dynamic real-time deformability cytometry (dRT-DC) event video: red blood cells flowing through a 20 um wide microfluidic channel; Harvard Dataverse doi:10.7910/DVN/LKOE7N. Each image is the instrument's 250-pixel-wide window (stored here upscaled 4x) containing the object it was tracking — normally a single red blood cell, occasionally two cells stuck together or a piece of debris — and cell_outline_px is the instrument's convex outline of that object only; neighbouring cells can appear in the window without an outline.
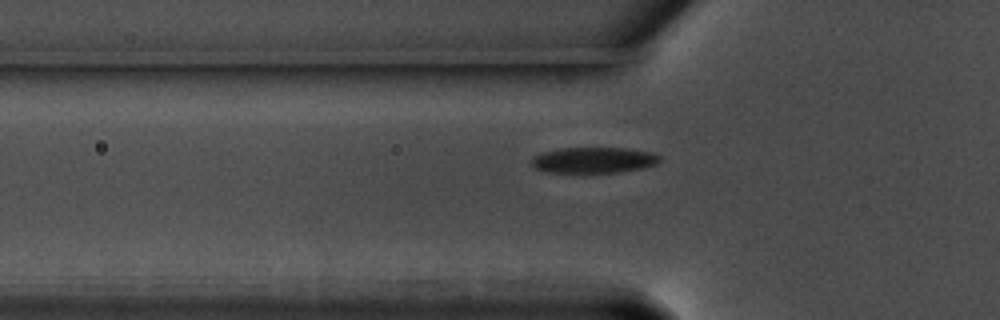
{"species": "common noctule bat (a hibernating species)", "species_latin": "Nyctalus noctula", "temperature_condition": "warm", "stored_images_in_passage": 41, "camera_frame_rate_fps": 3000, "um_per_image_px": 0.085, "animal": {"sex": "male", "body_mass_g": 17.5, "forearm_length_mm": 52.3}, "frame": {"image": 1, "passage_image": 9, "time_ms": 2.667, "image_size_px": [1000, 320], "cell_outline_px": [[660, 160], [656, 164], [644, 168], [616, 172], [544, 172], [536, 168], [532, 164], [532, 156], [540, 152], [560, 148], [624, 148], [652, 152], [660, 156]], "centroid_in_image_um": [50.44, 13.6], "position_along_channel_um": 75.4, "area_um2": 19.31}}
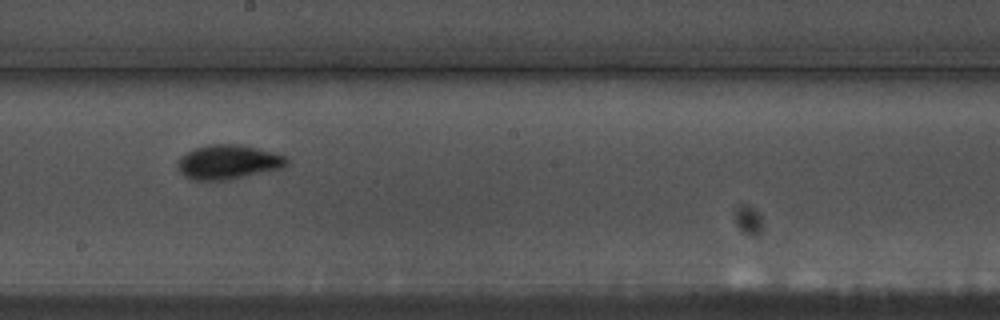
{"frame": {"image": 2, "passage_image": 22, "time_ms": 7.0, "image_size_px": [1000, 320], "cell_outline_px": [[288, 164], [280, 168], [228, 180], [192, 180], [184, 176], [180, 172], [176, 164], [180, 156], [196, 148], [208, 144], [240, 144], [288, 156]], "centroid_in_image_um": [19.37, 13.77], "position_along_channel_um": 228.8, "area_um2": 21.79}}
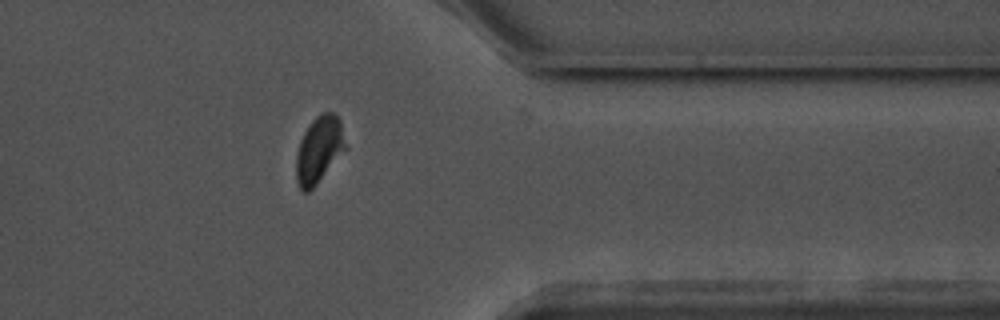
{"frame": {"image": 3, "passage_image": 36, "time_ms": 11.667, "image_size_px": [1000, 320], "cell_outline_px": [[348, 148], [316, 184], [308, 192], [304, 192], [300, 188], [296, 180], [296, 156], [300, 140], [304, 132], [312, 120], [320, 112], [332, 112], [340, 120]], "centroid_in_image_um": [27.13, 12.71], "position_along_channel_um": 384.3, "area_um2": 19.25}}